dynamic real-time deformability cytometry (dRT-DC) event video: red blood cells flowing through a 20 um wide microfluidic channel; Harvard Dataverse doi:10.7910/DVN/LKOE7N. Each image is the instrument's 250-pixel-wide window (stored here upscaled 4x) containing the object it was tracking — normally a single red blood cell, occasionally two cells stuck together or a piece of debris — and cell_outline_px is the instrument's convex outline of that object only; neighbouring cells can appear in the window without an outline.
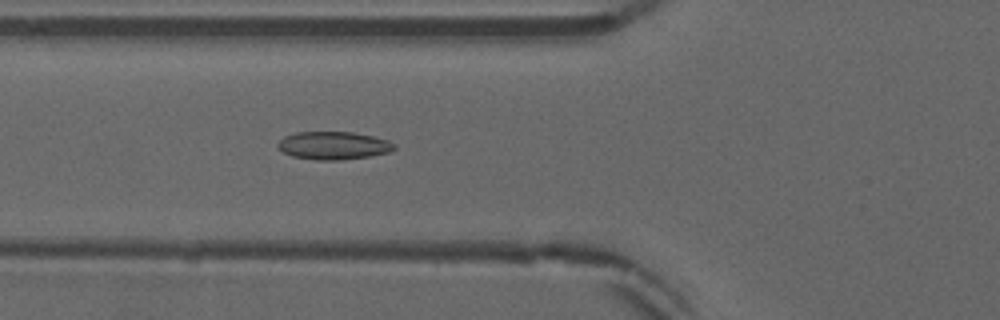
{"species": "common noctule bat (a hibernating species)", "species_latin": "Nyctalus noctula", "temperature_condition": "warm", "stored_images_in_passage": 52, "camera_frame_rate_fps": 3000, "um_per_image_px": 0.085, "animal": {"sex": "male", "forearm_length_mm": 52.5}, "frame": {"image": 1, "passage_image": 19, "time_ms": 6.0, "image_size_px": [1000, 320], "cell_outline_px": [[396, 148], [388, 152], [372, 156], [340, 160], [316, 160], [292, 156], [284, 152], [276, 144], [284, 136], [296, 132], [352, 132], [372, 136], [388, 140], [396, 144]], "centroid_in_image_um": [28.36, 12.37], "position_along_channel_um": 97.4, "area_um2": 18.96}}
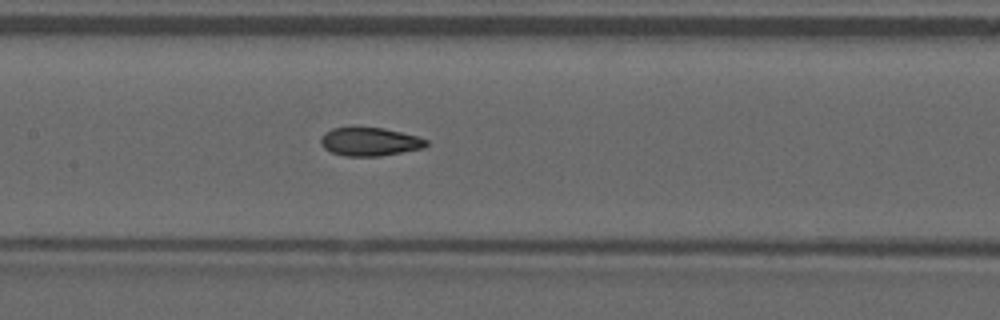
{"frame": {"image": 2, "passage_image": 25, "time_ms": 8.0, "image_size_px": [1000, 320], "cell_outline_px": [[428, 144], [424, 148], [380, 156], [344, 156], [332, 152], [324, 148], [320, 144], [320, 140], [324, 132], [332, 128], [352, 124], [384, 128], [416, 136], [428, 140]], "centroid_in_image_um": [31.37, 12.0], "position_along_channel_um": 176.0, "area_um2": 18.09}}
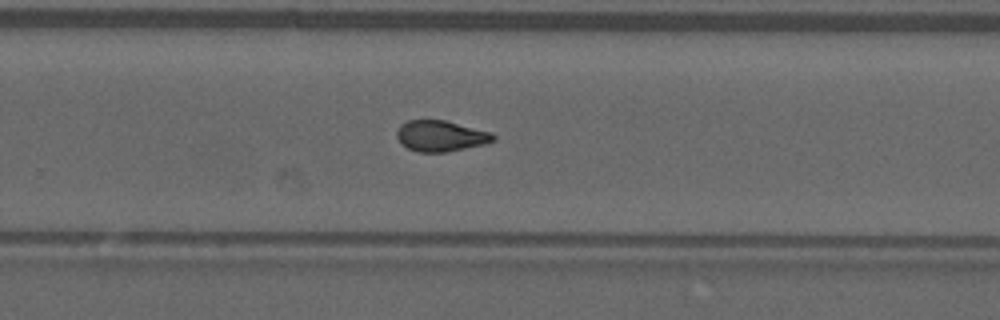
{"frame": {"image": 3, "passage_image": 34, "time_ms": 11.0, "image_size_px": [1000, 320], "cell_outline_px": [[496, 140], [484, 144], [448, 152], [416, 152], [400, 144], [396, 136], [396, 132], [400, 124], [408, 120], [444, 120], [492, 132], [496, 136]], "centroid_in_image_um": [37.45, 11.56], "position_along_channel_um": 292.4, "area_um2": 17.57}, "authors_computed_cell_mechanics": {"area_um2": 17.8891, "velocity_mm_per_s": 3.8995, "shape_relaxation_time_tau1_ms": 9.897, "shape_relaxation_time_tau2_ms": 2.1329, "deformation_change_tau1": 0.2069, "deformation_change_tau2": 0.0656}}